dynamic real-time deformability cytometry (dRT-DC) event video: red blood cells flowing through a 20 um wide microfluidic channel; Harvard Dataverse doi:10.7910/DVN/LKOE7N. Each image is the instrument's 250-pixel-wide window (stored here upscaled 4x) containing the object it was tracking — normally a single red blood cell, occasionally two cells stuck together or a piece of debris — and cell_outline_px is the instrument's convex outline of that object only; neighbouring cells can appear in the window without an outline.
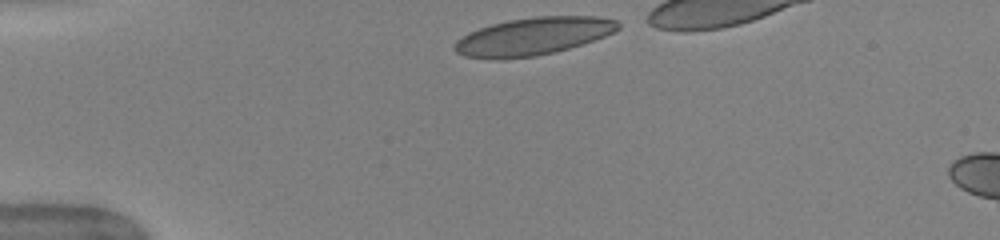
{"species": "human", "species_latin": "Homo sapiens", "temperature_condition": "warm", "stored_images_in_passage": 5, "camera_frame_rate_fps": 3000, "um_per_image_px": 0.085, "donor": {"sex": "female"}, "frame": {"image": 1, "passage_image": 1, "time_ms": 0.0, "image_size_px": [1000, 240], "cell_outline_px": [[620, 28], [604, 36], [568, 48], [536, 56], [496, 60], [488, 60], [464, 56], [456, 52], [452, 48], [456, 40], [468, 32], [492, 24], [508, 20], [536, 16], [596, 16], [616, 20], [620, 24]], "centroid_in_image_um": [45.25, 3.09], "position_along_channel_um": 39.8, "area_um2": 35.89}}